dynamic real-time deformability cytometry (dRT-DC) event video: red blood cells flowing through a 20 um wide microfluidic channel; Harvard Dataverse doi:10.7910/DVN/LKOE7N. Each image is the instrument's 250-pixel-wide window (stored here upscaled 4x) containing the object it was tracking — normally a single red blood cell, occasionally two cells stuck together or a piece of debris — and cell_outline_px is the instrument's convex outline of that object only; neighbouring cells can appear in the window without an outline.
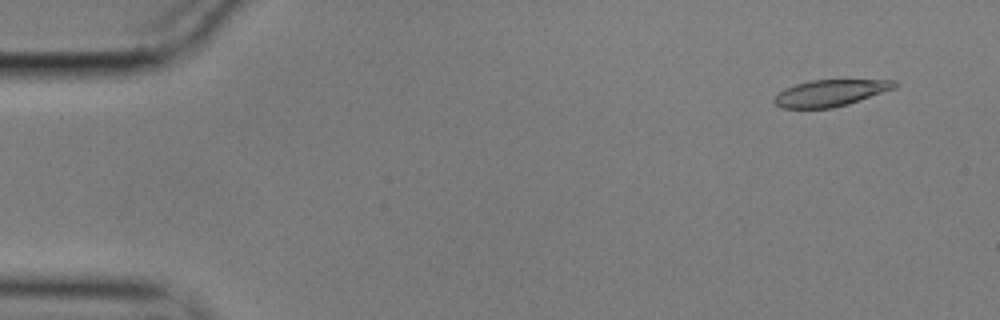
{"species": "common noctule bat (a hibernating species)", "species_latin": "Nyctalus noctula", "temperature_condition": "cold", "stored_images_in_passage": 25, "camera_frame_rate_fps": 3000, "um_per_image_px": 0.085, "animal": {"sex": "male", "body_mass_g": 17.9}, "frame": {"image": 1, "passage_image": 4, "time_ms": 1.0, "image_size_px": [1000, 320], "cell_outline_px": [[896, 88], [848, 104], [832, 108], [784, 108], [776, 104], [772, 100], [784, 88], [796, 84], [812, 80], [896, 80]], "centroid_in_image_um": [70.59, 7.9], "position_along_channel_um": 14.4, "area_um2": 18.44}}
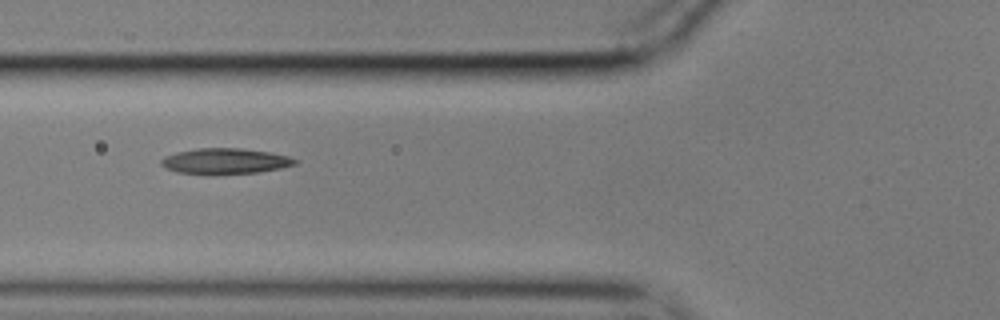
{"frame": {"image": 2, "passage_image": 21, "time_ms": 6.667, "image_size_px": [1000, 320], "cell_outline_px": [[300, 160], [296, 164], [280, 168], [260, 172], [212, 176], [204, 176], [176, 172], [164, 168], [160, 164], [160, 160], [164, 156], [176, 152], [200, 148], [240, 148], [268, 152], [288, 156]], "centroid_in_image_um": [19.08, 13.73], "position_along_channel_um": 106.7, "area_um2": 20.69}}
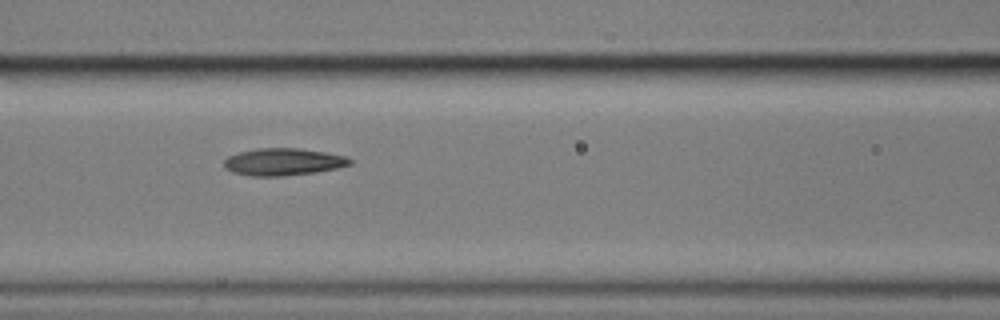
{"frame": {"image": 3, "passage_image": 24, "time_ms": 7.667, "image_size_px": [1000, 320], "cell_outline_px": [[356, 160], [352, 164], [336, 168], [316, 172], [284, 176], [252, 176], [232, 172], [224, 168], [224, 160], [228, 156], [240, 152], [256, 148], [300, 148], [348, 156]], "centroid_in_image_um": [24.11, 13.75], "position_along_channel_um": 142.5, "area_um2": 20.17}}